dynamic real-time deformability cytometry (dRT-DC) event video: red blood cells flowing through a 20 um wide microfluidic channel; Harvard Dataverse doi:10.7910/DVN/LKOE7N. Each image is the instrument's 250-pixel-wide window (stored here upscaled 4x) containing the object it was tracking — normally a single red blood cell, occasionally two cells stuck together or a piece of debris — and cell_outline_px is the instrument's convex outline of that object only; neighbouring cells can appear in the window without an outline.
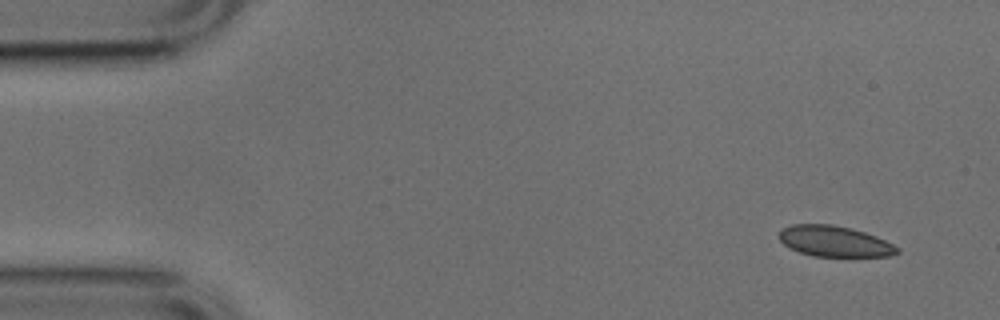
{"species": "common noctule bat (a hibernating species)", "species_latin": "Nyctalus noctula", "temperature_condition": "cold", "stored_images_in_passage": 49, "camera_frame_rate_fps": 3000, "um_per_image_px": 0.085, "animal": {"sex": "male", "body_mass_g": 17.9, "forearm_length_mm": 54.2}, "frame": {"image": 1, "passage_image": 1, "time_ms": 0.0, "image_size_px": [1000, 320], "cell_outline_px": [[900, 252], [888, 256], [812, 256], [800, 252], [784, 244], [780, 240], [780, 228], [792, 224], [832, 224], [852, 228], [876, 236], [900, 248]], "centroid_in_image_um": [70.93, 20.5], "position_along_channel_um": 14.1, "area_um2": 21.1}}
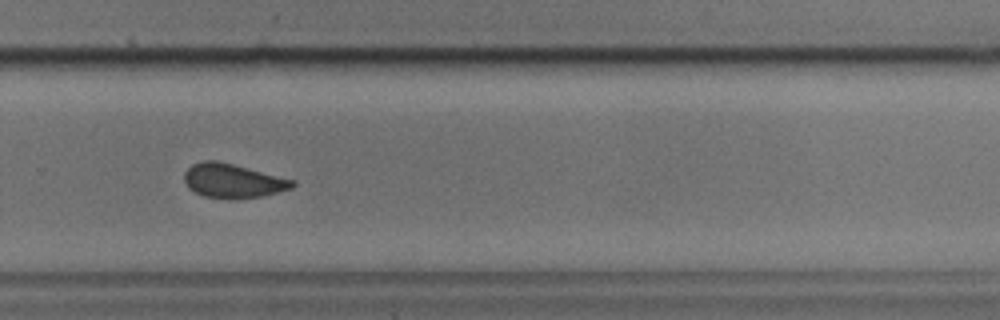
{"frame": {"image": 2, "passage_image": 32, "time_ms": 10.333, "image_size_px": [1000, 320], "cell_outline_px": [[296, 184], [292, 188], [260, 196], [204, 196], [188, 188], [184, 180], [184, 172], [192, 164], [200, 160], [216, 160], [296, 180]], "centroid_in_image_um": [19.77, 15.31], "position_along_channel_um": 310.0, "area_um2": 20.75}}
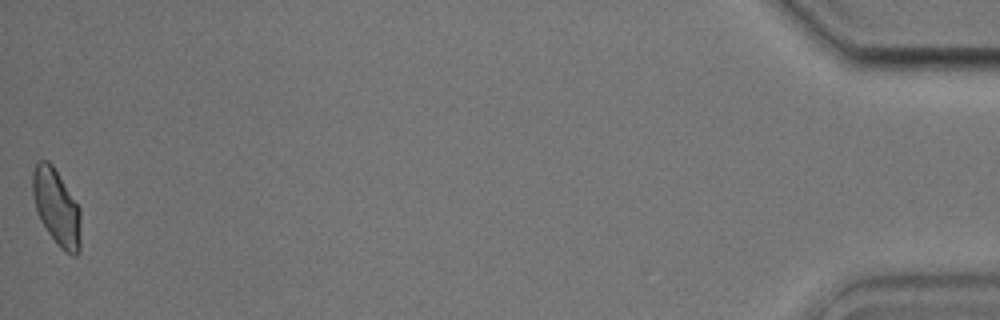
{"frame": {"image": 3, "passage_image": 49, "time_ms": 16.0, "image_size_px": [1000, 320], "cell_outline_px": [[80, 252], [76, 256], [72, 256], [64, 252], [60, 248], [48, 232], [40, 220], [32, 196], [32, 172], [36, 160], [48, 160], [52, 164], [80, 208]], "centroid_in_image_um": [4.8, 17.62], "position_along_channel_um": 430.4, "area_um2": 21.56}, "authors_computed_cell_mechanics": {"area_um2": 21.8484, "velocity_mm_per_s": 3.8289, "shape_relaxation_time_tau1_ms": 2.3797, "shape_relaxation_time_tau2_ms": 1.5358, "deformation_change_tau1": 0.0842, "deformation_change_tau2": 0.0614}}